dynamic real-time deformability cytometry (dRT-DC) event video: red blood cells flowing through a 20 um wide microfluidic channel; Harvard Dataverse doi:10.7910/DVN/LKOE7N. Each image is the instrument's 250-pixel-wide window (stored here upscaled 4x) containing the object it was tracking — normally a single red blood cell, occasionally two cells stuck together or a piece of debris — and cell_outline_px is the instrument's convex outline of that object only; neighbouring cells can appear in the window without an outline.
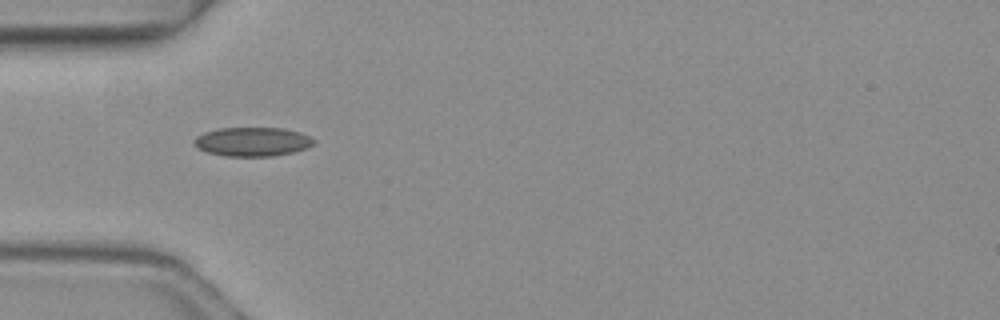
{"species": "common noctule bat (a hibernating species)", "species_latin": "Nyctalus noctula", "temperature_condition": "warm", "stored_images_in_passage": 3, "camera_frame_rate_fps": 3000, "um_per_image_px": 0.085, "animal": {"sex": "female", "body_mass_g": 19.3, "forearm_length_mm": 54.1}, "frame": {"image": 1, "passage_image": 1, "time_ms": 0.0, "image_size_px": [1000, 320], "cell_outline_px": [[316, 144], [308, 148], [292, 152], [272, 156], [224, 156], [208, 152], [200, 148], [192, 140], [196, 136], [204, 132], [220, 128], [284, 128], [300, 132], [316, 140]], "centroid_in_image_um": [21.5, 12.04], "position_along_channel_um": 63.5, "area_um2": 20.23}}
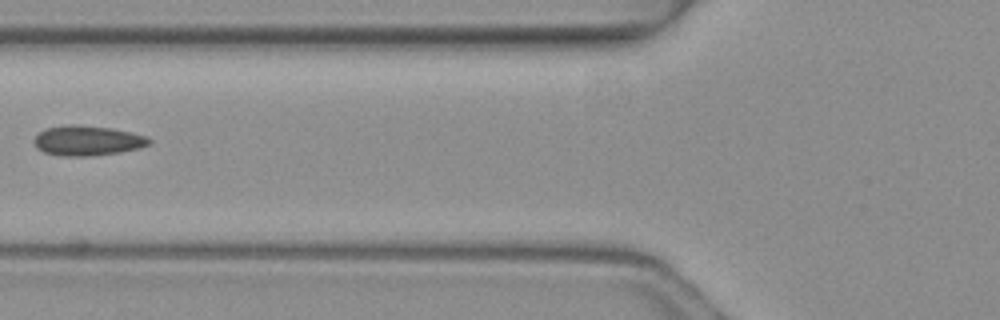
{"frame": {"image": 2, "passage_image": 2, "time_ms": 0.333, "image_size_px": [1000, 320], "cell_outline_px": [[152, 140], [148, 144], [136, 148], [120, 152], [88, 156], [60, 156], [44, 152], [36, 148], [32, 140], [40, 132], [48, 128], [68, 124], [76, 124], [112, 128], [132, 132], [148, 136]], "centroid_in_image_um": [7.41, 11.94], "position_along_channel_um": 118.4, "area_um2": 20.11}}
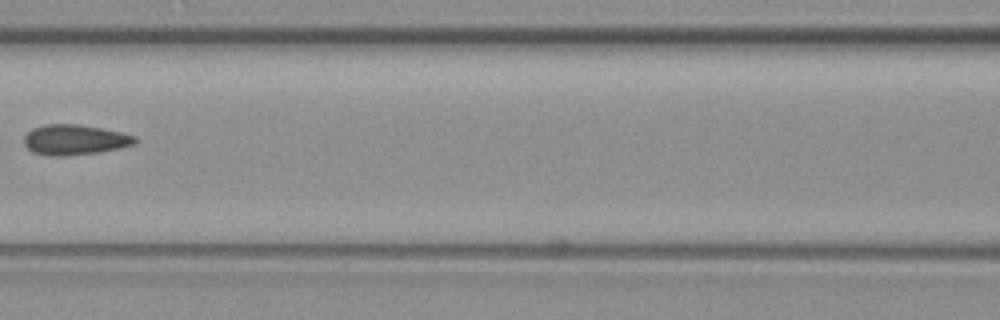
{"frame": {"image": 3, "passage_image": 3, "time_ms": 0.667, "image_size_px": [1000, 320], "cell_outline_px": [[136, 144], [120, 148], [100, 152], [64, 156], [48, 156], [32, 152], [24, 144], [24, 136], [32, 128], [44, 124], [76, 124], [100, 128], [120, 132], [136, 136]], "centroid_in_image_um": [6.33, 11.89], "position_along_channel_um": 160.3, "area_um2": 19.65}}